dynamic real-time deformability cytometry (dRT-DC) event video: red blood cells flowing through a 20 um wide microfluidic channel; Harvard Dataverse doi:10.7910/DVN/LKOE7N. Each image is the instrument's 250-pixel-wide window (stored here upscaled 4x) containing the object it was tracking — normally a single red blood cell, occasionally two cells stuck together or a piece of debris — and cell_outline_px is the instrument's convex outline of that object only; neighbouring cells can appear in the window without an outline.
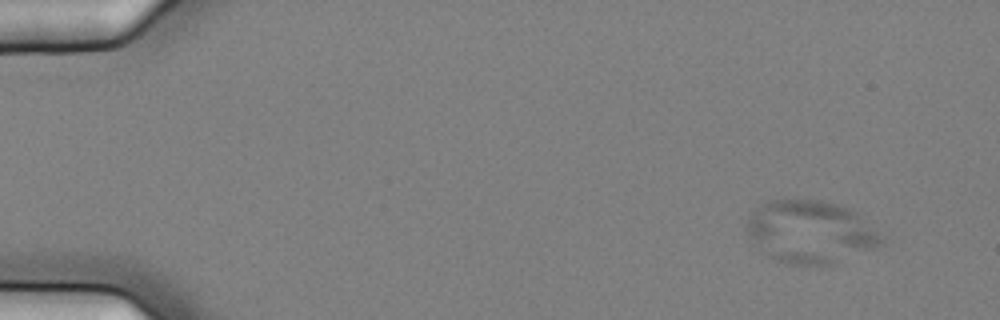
{"species": "common noctule bat (a hibernating species)", "species_latin": "Nyctalus noctula", "temperature_condition": "cold", "stored_images_in_passage": 9, "camera_frame_rate_fps": 3000, "um_per_image_px": 0.085, "animal": {"sex": "female", "body_mass_g": 25.1}, "frame": {"image": 1, "passage_image": 2, "time_ms": 0.333, "image_size_px": [1000, 320], "cell_outline_px": [[884, 244], [832, 264], [784, 264], [760, 252], [748, 236], [744, 228], [748, 216], [756, 208], [772, 200], [824, 200], [848, 208], [856, 212], [884, 240]], "centroid_in_image_um": [68.81, 19.72], "position_along_channel_um": 16.2, "area_um2": 48.96}}
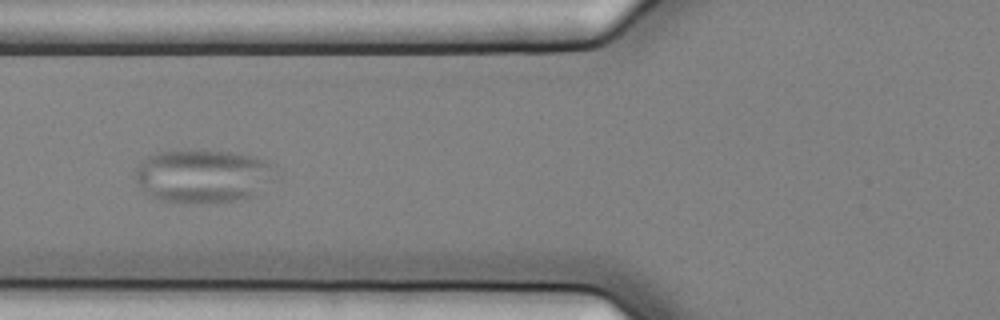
{"frame": {"image": 2, "passage_image": 7, "time_ms": 2.0, "image_size_px": [1000, 320], "cell_outline_px": [[276, 164], [252, 196], [236, 200], [160, 200], [144, 192], [136, 180], [132, 168], [148, 156], [156, 152], [188, 148], [228, 152], [256, 156]], "centroid_in_image_um": [17.1, 14.86], "position_along_channel_um": 108.7, "area_um2": 42.43}}